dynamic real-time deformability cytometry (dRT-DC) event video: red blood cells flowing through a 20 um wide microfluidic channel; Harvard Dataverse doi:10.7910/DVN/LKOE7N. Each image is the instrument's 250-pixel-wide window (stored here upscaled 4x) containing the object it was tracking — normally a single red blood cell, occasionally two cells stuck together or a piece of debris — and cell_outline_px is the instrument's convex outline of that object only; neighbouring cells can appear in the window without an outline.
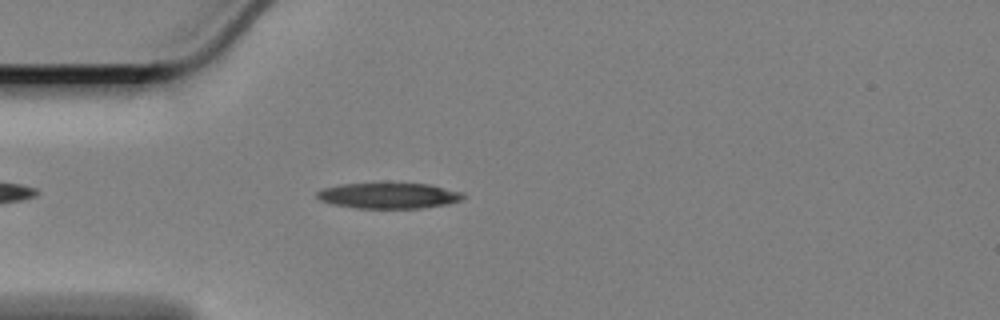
{"species": "Egyptian fruit bat (a non-hibernating species)", "species_latin": "Rousettus aegyptiacus", "temperature_condition": "cold", "stored_images_in_passage": 49, "camera_frame_rate_fps": 3000, "um_per_image_px": 0.085, "animal": {"sex": "female"}, "frame": {"image": 1, "passage_image": 6, "time_ms": 1.667, "image_size_px": [1000, 320], "cell_outline_px": [[468, 196], [464, 200], [448, 204], [420, 208], [356, 208], [332, 204], [320, 200], [316, 196], [316, 192], [324, 188], [340, 184], [384, 180], [432, 184], [464, 192]], "centroid_in_image_um": [33.11, 16.57], "position_along_channel_um": 51.9, "area_um2": 23.35}}
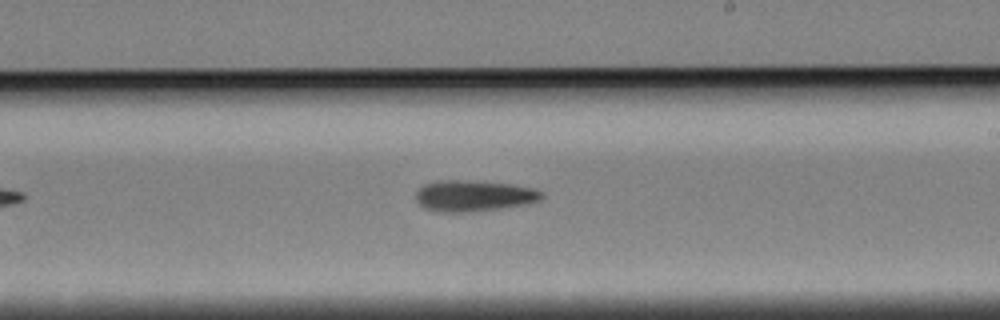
{"frame": {"image": 2, "passage_image": 24, "time_ms": 7.667, "image_size_px": [1000, 320], "cell_outline_px": [[544, 196], [540, 200], [528, 204], [500, 208], [468, 212], [436, 212], [424, 208], [416, 200], [416, 192], [424, 184], [440, 180], [464, 180], [512, 184], [532, 188], [544, 192]], "centroid_in_image_um": [40.27, 16.65], "position_along_channel_um": 248.7, "area_um2": 22.89}}
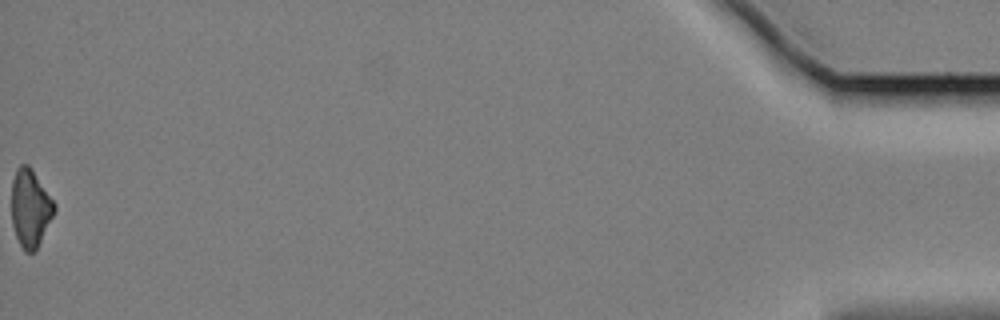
{"frame": {"image": 3, "passage_image": 49, "time_ms": 16.0, "image_size_px": [1000, 320], "cell_outline_px": [[56, 208], [36, 252], [24, 252], [16, 236], [12, 224], [12, 180], [16, 168], [20, 164], [28, 164], [32, 168], [56, 204]], "centroid_in_image_um": [2.57, 17.68], "position_along_channel_um": 432.6, "area_um2": 19.48}, "authors_computed_cell_mechanics": {"area_um2": 21.7906, "velocity_mm_per_s": 3.4043, "shape_relaxation_time_tau1_ms": 5.2271, "shape_relaxation_time_tau2_ms": null, "deformation_change_tau1": 0.1502, "deformation_change_tau2": null}}